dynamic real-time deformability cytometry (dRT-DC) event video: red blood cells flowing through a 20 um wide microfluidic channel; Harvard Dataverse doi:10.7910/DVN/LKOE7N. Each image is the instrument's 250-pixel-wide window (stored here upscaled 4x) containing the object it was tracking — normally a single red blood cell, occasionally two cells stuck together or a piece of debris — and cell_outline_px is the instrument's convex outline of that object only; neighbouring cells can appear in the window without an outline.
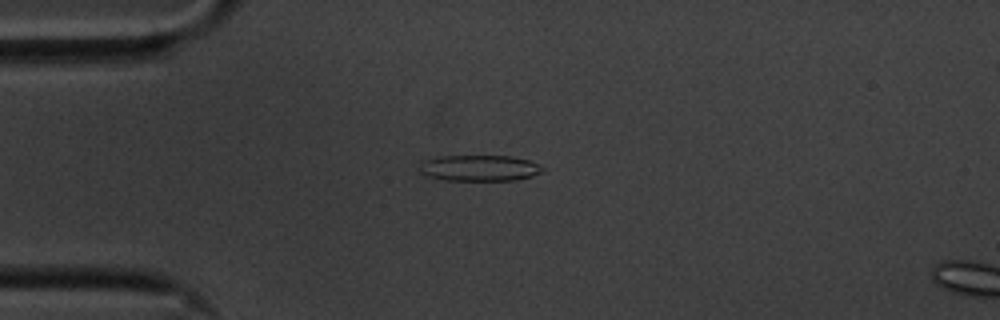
{"species": "common noctule bat (a hibernating species)", "species_latin": "Nyctalus noctula", "temperature_condition": "cold", "stored_images_in_passage": 8, "segment_of_instrument_passage": [1, 2], "camera_frame_rate_fps": 3000, "um_per_image_px": 0.085, "animal": {"sex": "male", "body_mass_g": 20.1, "forearm_length_mm": 53.5}, "frame": {"image": 1, "passage_image": 5, "time_ms": 1.333, "image_size_px": [1000, 320], "cell_outline_px": [[544, 168], [540, 172], [532, 176], [512, 180], [444, 180], [424, 176], [420, 172], [420, 160], [440, 156], [508, 156], [528, 160]], "centroid_in_image_um": [40.65, 14.28], "position_along_channel_um": 44.3, "area_um2": 18.61}}